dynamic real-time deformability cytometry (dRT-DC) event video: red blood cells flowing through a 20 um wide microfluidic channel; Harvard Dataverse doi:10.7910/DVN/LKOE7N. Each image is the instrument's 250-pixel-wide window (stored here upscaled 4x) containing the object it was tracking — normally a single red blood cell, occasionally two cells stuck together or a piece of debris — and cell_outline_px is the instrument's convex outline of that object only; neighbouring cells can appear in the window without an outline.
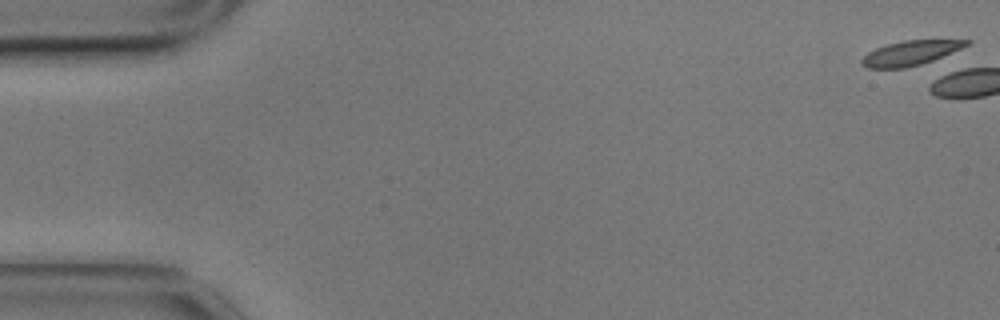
{"species": "common noctule bat (a hibernating species)", "species_latin": "Nyctalus noctula", "temperature_condition": "cold", "stored_images_in_passage": 4, "camera_frame_rate_fps": 3000, "um_per_image_px": 0.085, "animal": {"sex": "male", "body_mass_g": 17.9}, "frame": {"image": 1, "passage_image": 1, "time_ms": 0.0, "image_size_px": [1000, 320], "cell_outline_px": [[972, 44], [932, 60], [920, 64], [904, 68], [868, 68], [860, 64], [860, 60], [868, 52], [876, 48], [888, 44], [904, 40], [972, 40]], "centroid_in_image_um": [77.38, 4.5], "position_along_channel_um": 7.6, "area_um2": 14.91}}